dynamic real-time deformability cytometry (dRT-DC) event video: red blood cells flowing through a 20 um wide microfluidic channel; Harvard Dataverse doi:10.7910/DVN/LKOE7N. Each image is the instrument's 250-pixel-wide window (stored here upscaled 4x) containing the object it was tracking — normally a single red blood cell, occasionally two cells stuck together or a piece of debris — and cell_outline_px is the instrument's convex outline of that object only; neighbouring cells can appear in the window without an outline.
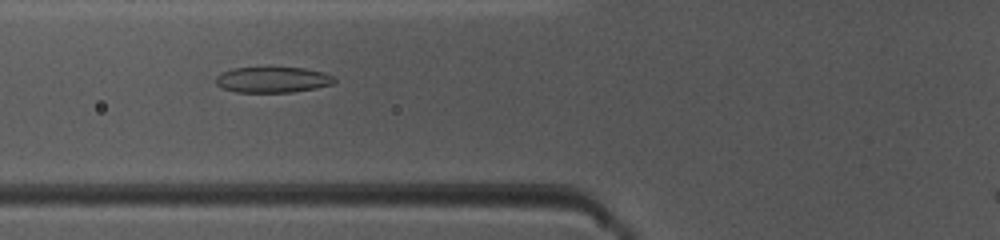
{"species": "common noctule bat (a hibernating species)", "species_latin": "Nyctalus noctula", "temperature_condition": "warm", "stored_images_in_passage": 39, "camera_frame_rate_fps": 3000, "um_per_image_px": 0.085, "animal": {"sex": "female", "body_mass_g": 10.0, "forearm_length_mm": 53.1}, "frame": {"image": 1, "passage_image": 12, "time_ms": 3.667, "image_size_px": [1000, 240], "cell_outline_px": [[336, 80], [332, 84], [316, 88], [292, 92], [236, 92], [220, 88], [216, 84], [216, 76], [220, 72], [232, 68], [304, 68], [324, 72], [336, 76]], "centroid_in_image_um": [23.17, 6.78], "position_along_channel_um": 102.6, "area_um2": 17.92}}
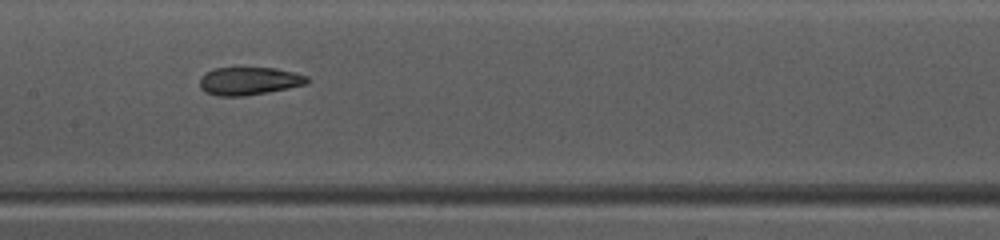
{"frame": {"image": 2, "passage_image": 18, "time_ms": 5.667, "image_size_px": [1000, 240], "cell_outline_px": [[308, 84], [268, 92], [244, 96], [216, 96], [204, 92], [200, 88], [200, 76], [204, 72], [212, 68], [276, 68], [296, 72], [308, 76]], "centroid_in_image_um": [21.15, 6.88], "position_along_channel_um": 186.3, "area_um2": 17.74}}
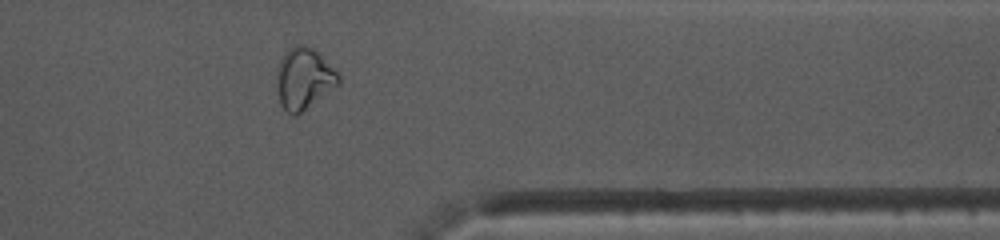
{"frame": {"image": 3, "passage_image": 33, "time_ms": 10.667, "image_size_px": [1000, 240], "cell_outline_px": [[340, 84], [296, 116], [292, 116], [280, 104], [276, 88], [276, 72], [280, 60], [284, 52], [292, 44], [304, 44], [312, 48], [340, 76]], "centroid_in_image_um": [25.78, 6.68], "position_along_channel_um": 385.6, "area_um2": 22.14}}